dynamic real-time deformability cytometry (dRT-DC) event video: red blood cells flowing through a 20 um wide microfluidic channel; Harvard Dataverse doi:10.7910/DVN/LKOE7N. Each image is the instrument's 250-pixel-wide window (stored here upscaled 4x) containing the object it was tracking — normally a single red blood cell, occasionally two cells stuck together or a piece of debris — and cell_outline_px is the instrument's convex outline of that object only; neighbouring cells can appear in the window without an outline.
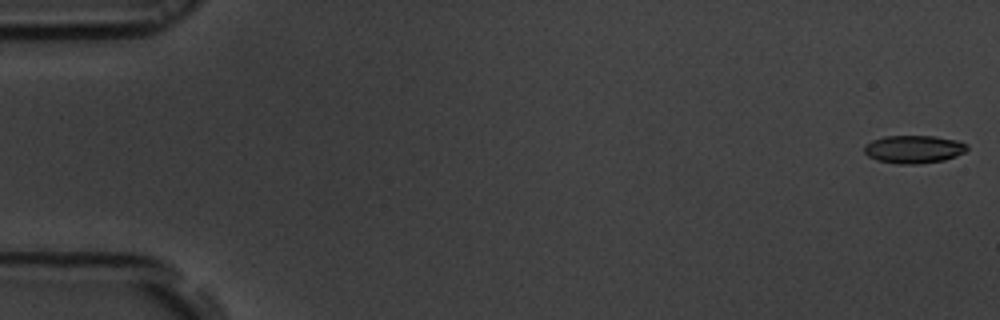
{"species": "common noctule bat (a hibernating species)", "species_latin": "Nyctalus noctula", "temperature_condition": "room temperature", "stored_images_in_passage": 55, "camera_frame_rate_fps": 3000, "um_per_image_px": 0.085, "animal": {"sex": "male", "body_mass_g": 19.5, "forearm_length_mm": 54.6}, "frame": {"image": 1, "passage_image": 1, "time_ms": 0.0, "image_size_px": [1000, 320], "cell_outline_px": [[968, 148], [964, 152], [956, 156], [944, 160], [916, 164], [900, 164], [876, 160], [868, 156], [864, 152], [864, 144], [872, 140], [884, 136], [936, 136], [956, 140], [968, 144]], "centroid_in_image_um": [77.65, 12.68], "position_along_channel_um": 7.3, "area_um2": 16.82}}
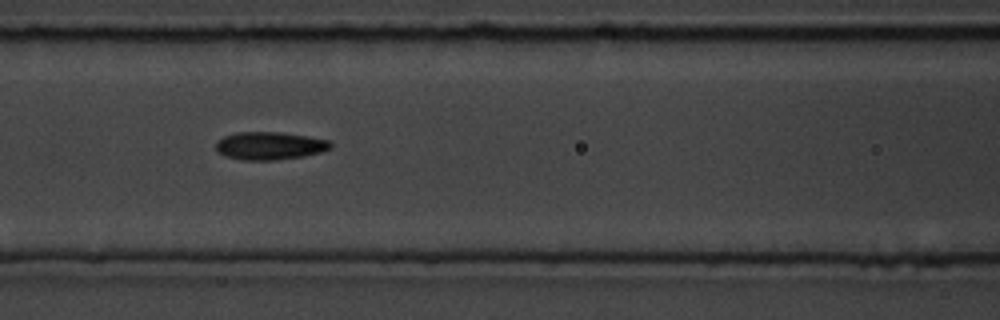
{"frame": {"image": 2, "passage_image": 24, "time_ms": 7.667, "image_size_px": [1000, 320], "cell_outline_px": [[332, 148], [320, 152], [304, 156], [272, 160], [244, 160], [224, 156], [216, 148], [216, 140], [224, 136], [236, 132], [280, 132], [308, 136], [332, 140]], "centroid_in_image_um": [22.95, 12.38], "position_along_channel_um": 143.7, "area_um2": 18.73}}
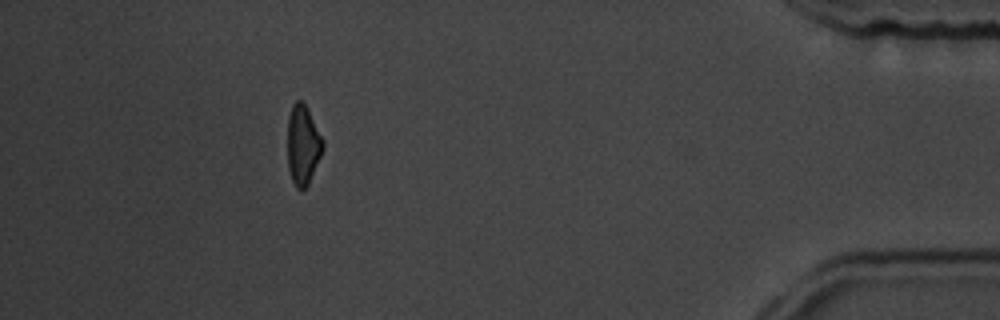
{"frame": {"image": 3, "passage_image": 50, "time_ms": 16.333, "image_size_px": [1000, 320], "cell_outline_px": [[324, 148], [308, 184], [304, 188], [296, 188], [292, 180], [288, 168], [288, 116], [292, 104], [296, 100], [304, 100], [324, 140]], "centroid_in_image_um": [25.75, 12.25], "position_along_channel_um": 409.4, "area_um2": 16.53}, "authors_computed_cell_mechanics": {"area_um2": 17.629, "velocity_mm_per_s": 3.7098, "shape_relaxation_time_tau1_ms": 6.2665, "shape_relaxation_time_tau2_ms": 3.8253, "deformation_change_tau1": 0.1403, "deformation_change_tau2": 0.1131}}